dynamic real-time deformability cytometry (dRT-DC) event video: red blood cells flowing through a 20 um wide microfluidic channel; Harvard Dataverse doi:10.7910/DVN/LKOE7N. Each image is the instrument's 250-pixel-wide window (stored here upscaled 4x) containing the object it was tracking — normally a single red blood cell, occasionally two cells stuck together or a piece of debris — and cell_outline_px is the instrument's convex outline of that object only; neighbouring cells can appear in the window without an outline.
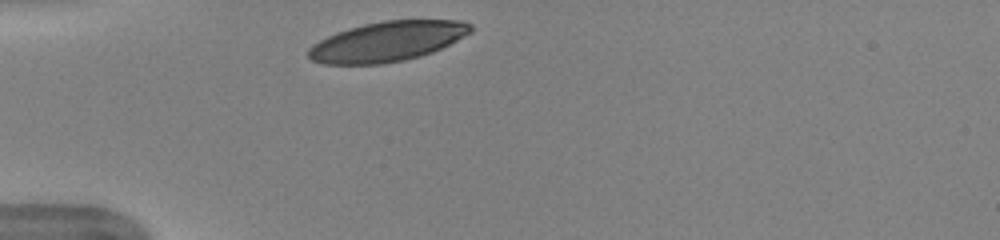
{"species": "human", "species_latin": "Homo sapiens", "temperature_condition": "warm", "stored_images_in_passage": 30, "camera_frame_rate_fps": 3000, "um_per_image_px": 0.085, "donor": {"sex": "female"}, "frame": {"image": 1, "passage_image": 1, "time_ms": 0.0, "image_size_px": [1000, 240], "cell_outline_px": [[472, 32], [432, 52], [420, 56], [404, 60], [384, 64], [324, 64], [312, 60], [308, 56], [308, 48], [312, 44], [336, 32], [348, 28], [364, 24], [384, 20], [464, 20], [472, 24]], "centroid_in_image_um": [32.92, 3.52], "position_along_channel_um": 52.1, "area_um2": 37.74}}
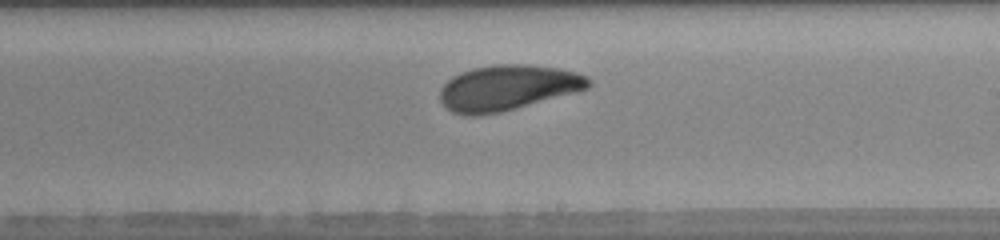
{"frame": {"image": 2, "passage_image": 17, "time_ms": 5.333, "image_size_px": [1000, 240], "cell_outline_px": [[592, 84], [588, 88], [580, 92], [500, 112], [480, 116], [464, 116], [452, 112], [440, 100], [440, 88], [452, 76], [460, 72], [472, 68], [496, 64], [528, 64], [560, 68], [576, 72], [588, 76], [592, 80]], "centroid_in_image_um": [43.19, 7.46], "position_along_channel_um": 245.8, "area_um2": 39.88}}
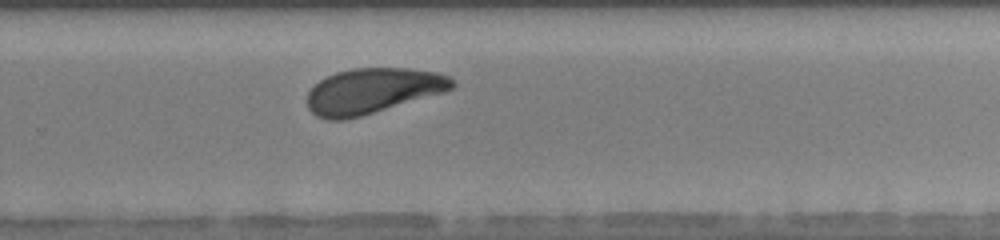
{"frame": {"image": 3, "passage_image": 21, "time_ms": 6.667, "image_size_px": [1000, 240], "cell_outline_px": [[456, 84], [452, 88], [444, 92], [360, 116], [344, 120], [328, 120], [316, 116], [308, 108], [308, 92], [320, 80], [336, 72], [352, 68], [408, 68], [436, 72], [448, 76], [456, 80]], "centroid_in_image_um": [31.68, 7.72], "position_along_channel_um": 298.1, "area_um2": 38.09}, "authors_computed_cell_mechanics": {"area_um2": 39.1017, "velocity_mm_per_s": 3.943, "shape_relaxation_time_tau1_ms": 2.808, "shape_relaxation_time_tau2_ms": 2.7331, "deformation_change_tau1": 0.1217, "deformation_change_tau2": 0.0894}}